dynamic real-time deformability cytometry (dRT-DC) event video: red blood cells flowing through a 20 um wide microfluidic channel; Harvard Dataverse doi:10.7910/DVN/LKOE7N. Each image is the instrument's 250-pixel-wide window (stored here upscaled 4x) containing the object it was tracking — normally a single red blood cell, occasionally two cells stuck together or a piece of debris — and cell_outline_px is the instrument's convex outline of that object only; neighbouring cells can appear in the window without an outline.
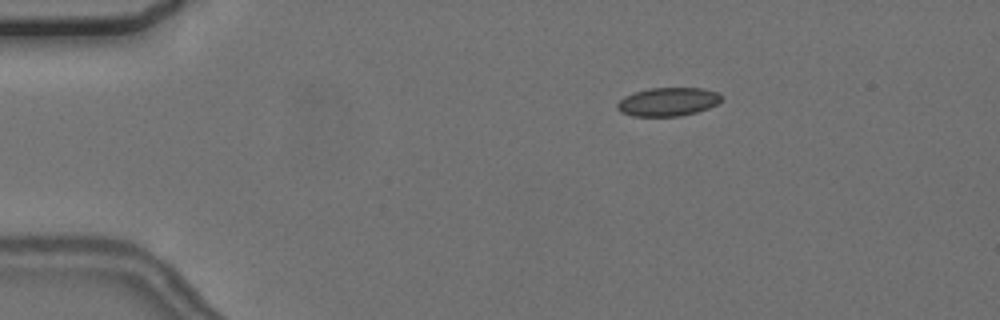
{"species": "common noctule bat (a hibernating species)", "species_latin": "Nyctalus noctula", "temperature_condition": "cold", "stored_images_in_passage": 3, "camera_frame_rate_fps": 3000, "um_per_image_px": 0.085, "animal": {"sex": "female", "body_mass_g": 24.6, "forearm_length_mm": 56.2}, "frame": {"image": 1, "passage_image": 3, "time_ms": 2.667, "image_size_px": [1000, 320], "cell_outline_px": [[720, 100], [716, 104], [708, 108], [696, 112], [680, 116], [632, 116], [620, 112], [616, 108], [616, 104], [624, 96], [648, 88], [704, 88], [720, 92]], "centroid_in_image_um": [56.76, 8.65], "position_along_channel_um": 28.2, "area_um2": 17.34}}